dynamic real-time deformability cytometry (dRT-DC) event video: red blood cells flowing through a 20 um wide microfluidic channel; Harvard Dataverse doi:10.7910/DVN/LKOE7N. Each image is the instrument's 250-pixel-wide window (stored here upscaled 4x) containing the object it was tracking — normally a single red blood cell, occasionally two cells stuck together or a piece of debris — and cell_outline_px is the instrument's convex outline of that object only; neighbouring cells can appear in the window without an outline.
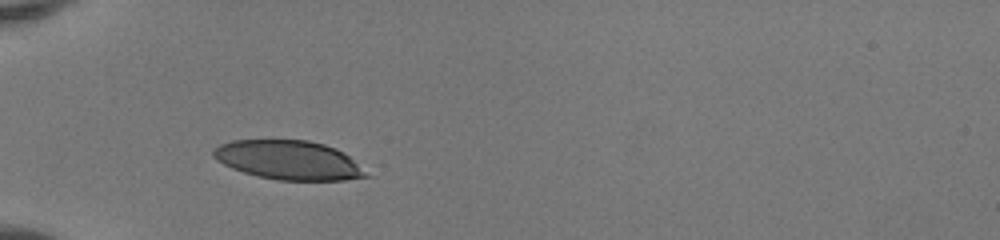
{"species": "human", "species_latin": "Homo sapiens", "temperature_condition": "room temperature", "stored_images_in_passage": 34, "camera_frame_rate_fps": 3000, "um_per_image_px": 0.085, "donor": {"sex": "female"}, "frame": {"image": 1, "passage_image": 1, "time_ms": 0.0, "image_size_px": [1000, 240], "cell_outline_px": [[372, 176], [344, 180], [276, 180], [256, 176], [232, 168], [216, 160], [212, 156], [212, 148], [220, 144], [232, 140], [308, 140], [324, 144], [336, 148], [344, 152]], "centroid_in_image_um": [24.52, 13.61], "position_along_channel_um": 60.5, "area_um2": 34.97}}
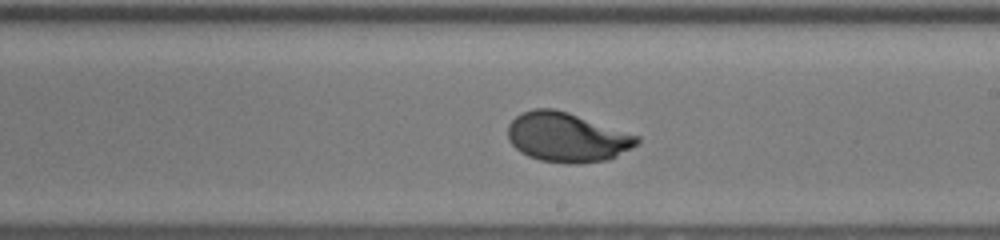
{"frame": {"image": 2, "passage_image": 15, "time_ms": 4.667, "image_size_px": [1000, 240], "cell_outline_px": [[640, 140], [636, 144], [616, 156], [608, 160], [580, 164], [576, 164], [540, 160], [528, 156], [520, 152], [508, 140], [508, 124], [516, 116], [532, 108], [552, 108], [568, 112], [640, 136]], "centroid_in_image_um": [48.17, 11.67], "position_along_channel_um": 240.8, "area_um2": 37.11}}
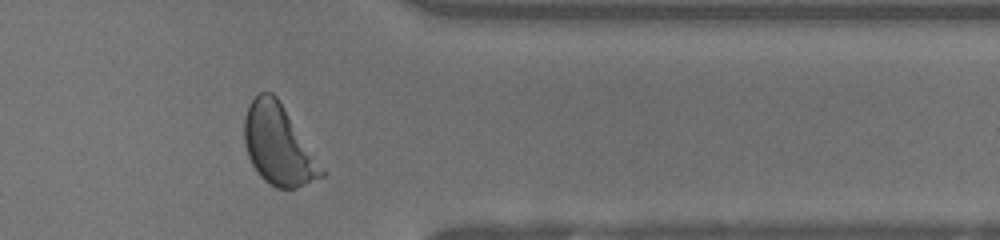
{"frame": {"image": 3, "passage_image": 26, "time_ms": 8.333, "image_size_px": [1000, 240], "cell_outline_px": [[328, 172], [324, 176], [296, 188], [276, 188], [268, 184], [260, 176], [252, 164], [248, 156], [244, 144], [244, 116], [248, 104], [260, 92], [272, 92], [276, 96]], "centroid_in_image_um": [23.67, 12.34], "position_along_channel_um": 387.7, "area_um2": 36.24}, "authors_computed_cell_mechanics": {"area_um2": 37.0498, "velocity_mm_per_s": 4.1484, "shape_relaxation_time_tau1_ms": 2.6856, "shape_relaxation_time_tau2_ms": null, "deformation_change_tau1": 0.1694, "deformation_change_tau2": null}}